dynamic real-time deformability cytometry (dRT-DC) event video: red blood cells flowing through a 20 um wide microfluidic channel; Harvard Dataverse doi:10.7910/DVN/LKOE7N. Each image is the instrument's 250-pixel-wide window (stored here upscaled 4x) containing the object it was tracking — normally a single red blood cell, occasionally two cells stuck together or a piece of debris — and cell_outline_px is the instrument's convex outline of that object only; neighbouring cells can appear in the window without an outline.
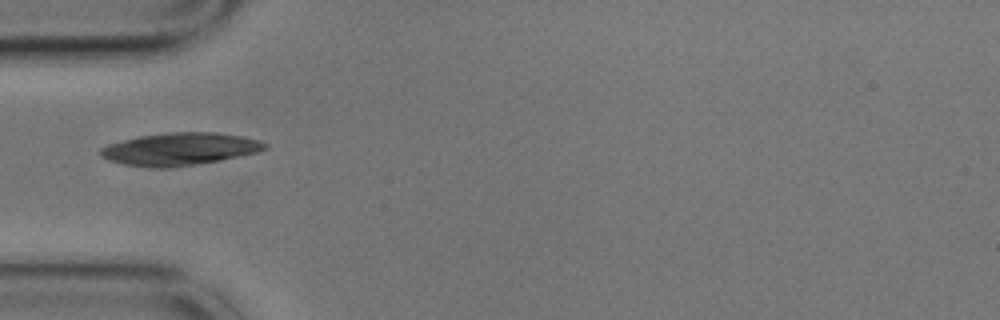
{"species": "common noctule bat (a hibernating species)", "species_latin": "Nyctalus noctula", "temperature_condition": "cold", "stored_images_in_passage": 41, "camera_frame_rate_fps": 3000, "um_per_image_px": 0.085, "animal": {"sex": "male", "body_mass_g": 17.9}, "frame": {"image": 1, "passage_image": 1, "time_ms": 0.0, "image_size_px": [1000, 320], "cell_outline_px": [[268, 148], [260, 152], [220, 160], [196, 164], [168, 168], [148, 168], [124, 164], [108, 160], [100, 156], [100, 148], [108, 144], [140, 136], [168, 132], [216, 132], [240, 136], [260, 140], [268, 144]], "centroid_in_image_um": [15.29, 12.67], "position_along_channel_um": 69.7, "area_um2": 31.27}}
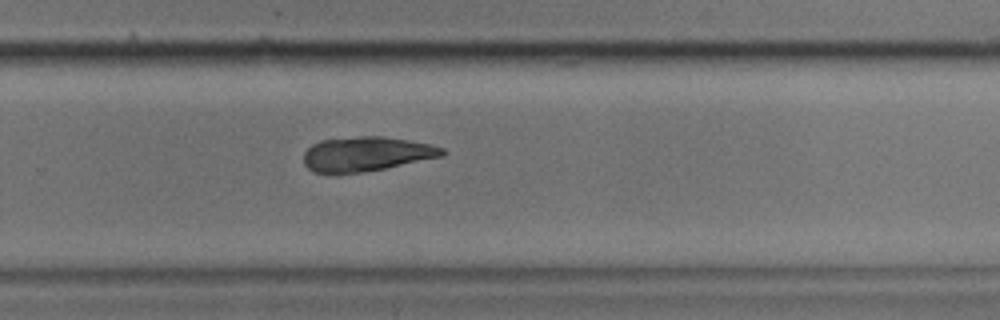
{"frame": {"image": 2, "passage_image": 21, "time_ms": 6.667, "image_size_px": [1000, 320], "cell_outline_px": [[448, 152], [444, 156], [364, 172], [336, 176], [312, 172], [304, 164], [304, 152], [312, 144], [320, 140], [360, 136], [384, 136], [408, 140], [428, 144], [444, 148]], "centroid_in_image_um": [31.09, 13.12], "position_along_channel_um": 298.7, "area_um2": 28.44}}
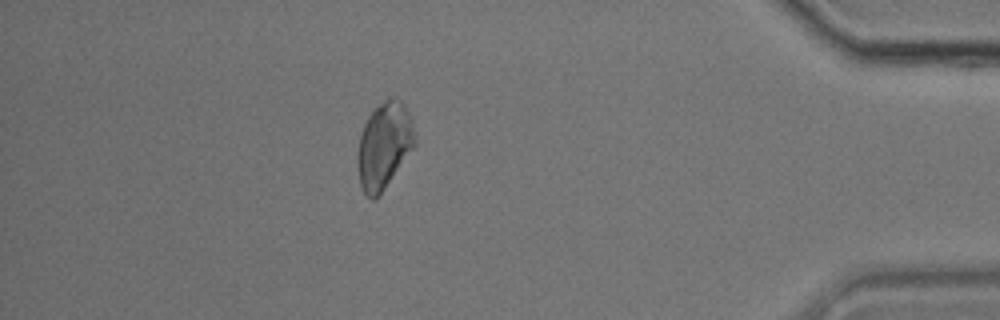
{"frame": {"image": 3, "passage_image": 34, "time_ms": 11.0, "image_size_px": [1000, 320], "cell_outline_px": [[416, 144], [380, 196], [376, 200], [372, 200], [364, 192], [360, 184], [356, 164], [356, 156], [360, 136], [364, 124], [368, 116], [388, 96], [396, 96], [404, 104], [408, 112], [416, 136]], "centroid_in_image_um": [32.64, 12.39], "position_along_channel_um": 402.6, "area_um2": 29.13}, "authors_computed_cell_mechanics": {"area_um2": 29.0156, "velocity_mm_per_s": 3.4273, "shape_relaxation_time_tau1_ms": 5.3928, "shape_relaxation_time_tau2_ms": null, "deformation_change_tau1": 0.1086, "deformation_change_tau2": null}}